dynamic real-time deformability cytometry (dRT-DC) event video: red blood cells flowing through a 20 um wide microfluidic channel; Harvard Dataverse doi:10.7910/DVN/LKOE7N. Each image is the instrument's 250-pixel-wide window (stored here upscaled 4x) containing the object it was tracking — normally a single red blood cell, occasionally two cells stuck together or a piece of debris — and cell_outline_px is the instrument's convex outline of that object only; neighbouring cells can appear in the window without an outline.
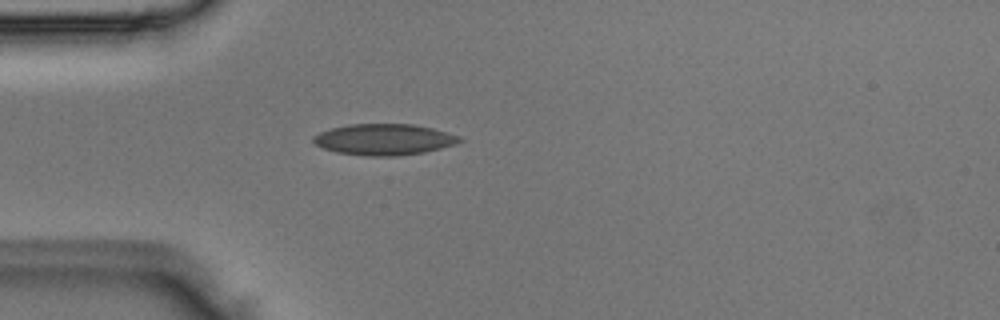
{"species": "Egyptian fruit bat (a non-hibernating species)", "species_latin": "Rousettus aegyptiacus", "temperature_condition": "room temperature", "stored_images_in_passage": 3, "camera_frame_rate_fps": 3000, "um_per_image_px": 0.085, "animal": {"sex": "male"}, "frame": {"image": 1, "passage_image": 3, "time_ms": 0.667, "image_size_px": [1000, 320], "cell_outline_px": [[464, 140], [456, 144], [424, 152], [400, 156], [364, 156], [336, 152], [324, 148], [316, 144], [312, 140], [312, 136], [320, 132], [332, 128], [348, 124], [412, 124], [432, 128], [460, 136]], "centroid_in_image_um": [32.65, 11.86], "position_along_channel_um": 52.4, "area_um2": 26.59}}